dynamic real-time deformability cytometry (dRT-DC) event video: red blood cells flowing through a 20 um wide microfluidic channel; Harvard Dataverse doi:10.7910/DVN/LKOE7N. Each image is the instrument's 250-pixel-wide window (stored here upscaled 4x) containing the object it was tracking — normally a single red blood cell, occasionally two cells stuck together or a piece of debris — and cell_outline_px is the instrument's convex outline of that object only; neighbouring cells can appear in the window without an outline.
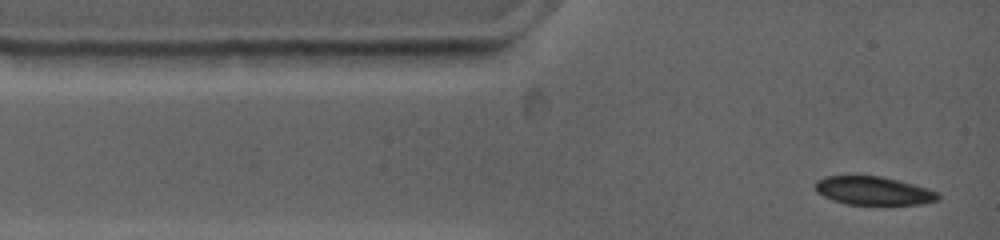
{"species": "common noctule bat (a hibernating species)", "species_latin": "Nyctalus noctula", "temperature_condition": "warm", "stored_images_in_passage": 9, "camera_frame_rate_fps": 4500, "um_per_image_px": 0.085, "animal": {"sex": "female", "body_mass_g": 19.0, "forearm_length_mm": 53.3}, "frame": {"image": 1, "passage_image": 1, "time_ms": 0.0, "image_size_px": [1000, 240], "cell_outline_px": [[940, 200], [924, 204], [884, 208], [844, 204], [832, 200], [816, 192], [816, 180], [824, 176], [880, 176], [928, 188], [940, 192]], "centroid_in_image_um": [74.31, 16.29], "position_along_channel_um": 10.7, "area_um2": 21.5}}
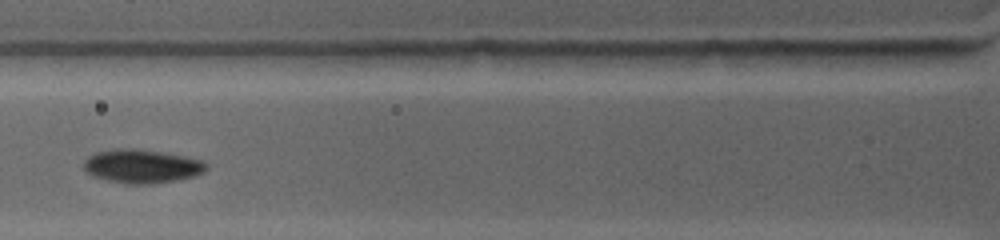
{"frame": {"image": 2, "passage_image": 8, "time_ms": 3.556, "image_size_px": [1000, 240], "cell_outline_px": [[208, 168], [204, 172], [192, 176], [176, 180], [156, 184], [128, 184], [104, 180], [92, 176], [84, 168], [84, 160], [88, 156], [100, 152], [156, 152], [184, 156], [200, 160]], "centroid_in_image_um": [12.07, 14.21], "position_along_channel_um": 113.7, "area_um2": 22.72}}
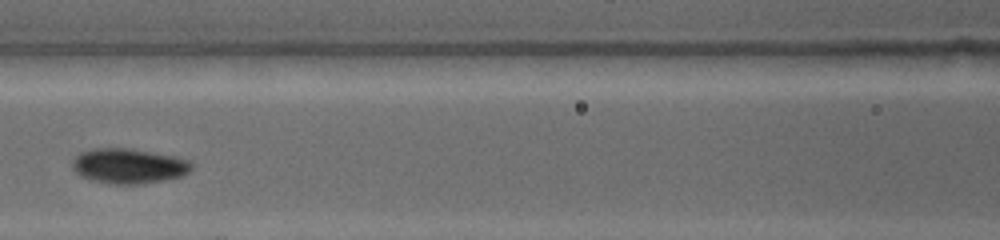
{"frame": {"image": 3, "passage_image": 9, "time_ms": 4.667, "image_size_px": [1000, 240], "cell_outline_px": [[192, 168], [188, 172], [180, 176], [168, 180], [140, 184], [112, 184], [92, 180], [80, 176], [72, 168], [72, 164], [76, 156], [80, 152], [96, 148], [128, 148], [172, 156], [184, 160], [192, 164]], "centroid_in_image_um": [10.9, 14.12], "position_along_channel_um": 155.7, "area_um2": 24.1}}